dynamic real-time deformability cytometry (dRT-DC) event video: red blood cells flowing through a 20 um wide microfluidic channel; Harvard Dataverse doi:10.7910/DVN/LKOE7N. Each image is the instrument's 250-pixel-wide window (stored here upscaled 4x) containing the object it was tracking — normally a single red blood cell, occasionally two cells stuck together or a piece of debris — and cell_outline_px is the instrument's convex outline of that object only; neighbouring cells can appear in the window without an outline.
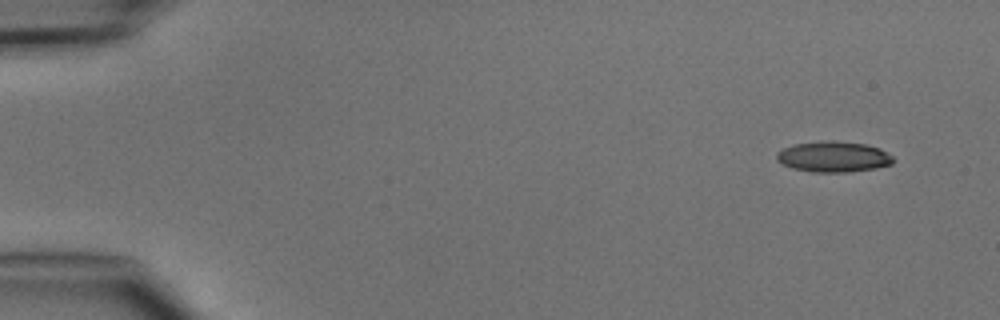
{"species": "common noctule bat (a hibernating species)", "species_latin": "Nyctalus noctula", "temperature_condition": "cold", "stored_images_in_passage": 3, "camera_frame_rate_fps": 3000, "um_per_image_px": 0.085, "animal": {"sex": "male", "body_mass_g": 15.6}, "frame": {"image": 1, "passage_image": 1, "time_ms": 0.0, "image_size_px": [1000, 320], "cell_outline_px": [[892, 164], [876, 168], [844, 172], [812, 172], [792, 168], [776, 160], [776, 152], [784, 148], [796, 144], [828, 140], [864, 144], [880, 148], [892, 156]], "centroid_in_image_um": [70.82, 13.33], "position_along_channel_um": 14.2, "area_um2": 20.63}}